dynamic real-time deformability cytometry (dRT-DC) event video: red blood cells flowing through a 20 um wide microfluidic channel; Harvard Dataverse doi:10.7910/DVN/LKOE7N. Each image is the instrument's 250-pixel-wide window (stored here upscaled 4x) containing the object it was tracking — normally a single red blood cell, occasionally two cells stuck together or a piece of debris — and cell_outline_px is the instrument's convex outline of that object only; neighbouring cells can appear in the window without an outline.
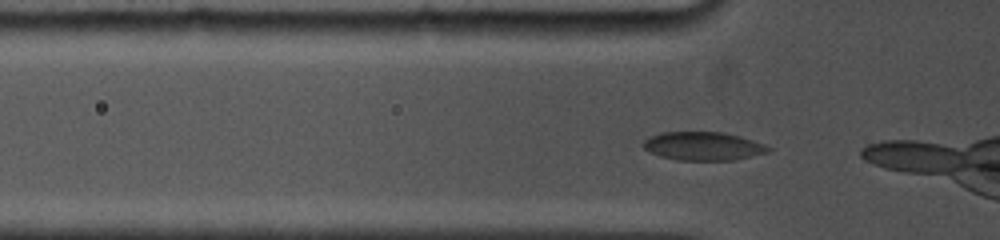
{"species": "common noctule bat (a hibernating species)", "species_latin": "Nyctalus noctula", "temperature_condition": "cold", "stored_images_in_passage": 4, "camera_frame_rate_fps": 5000, "um_per_image_px": 0.085, "animal": {"sex": "female", "body_mass_g": 19.0, "forearm_length_mm": 53.3}, "frame": {"image": 1, "passage_image": 2, "time_ms": 0.2, "image_size_px": [1000, 240], "cell_outline_px": [[772, 148], [768, 152], [732, 160], [676, 160], [660, 156], [648, 152], [644, 148], [644, 140], [648, 136], [660, 132], [724, 132], [740, 136], [764, 144]], "centroid_in_image_um": [59.73, 12.41], "position_along_channel_um": 66.1, "area_um2": 20.75}}